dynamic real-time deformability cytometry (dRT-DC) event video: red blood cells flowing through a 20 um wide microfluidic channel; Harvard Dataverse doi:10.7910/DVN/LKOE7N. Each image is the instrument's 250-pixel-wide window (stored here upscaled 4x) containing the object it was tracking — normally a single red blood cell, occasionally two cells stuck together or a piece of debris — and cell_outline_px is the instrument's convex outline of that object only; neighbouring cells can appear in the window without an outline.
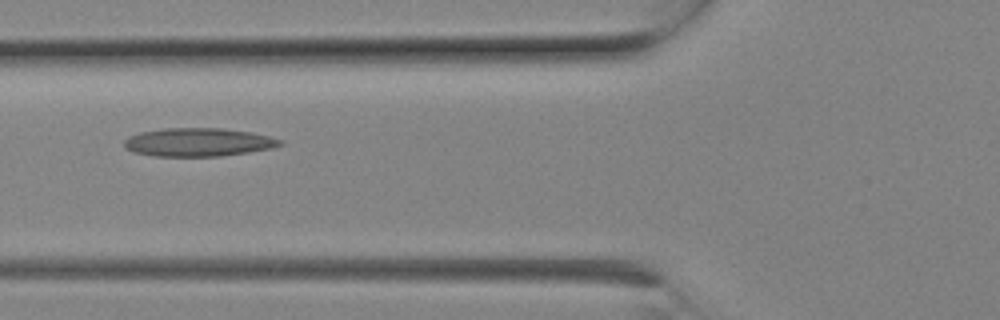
{"species": "Egyptian fruit bat (a non-hibernating species)", "species_latin": "Rousettus aegyptiacus", "temperature_condition": "room temperature", "stored_images_in_passage": 4, "camera_frame_rate_fps": 3000, "um_per_image_px": 0.085, "animal": {"sex": "female"}, "frame": {"image": 1, "passage_image": 2, "time_ms": 0.333, "image_size_px": [1000, 320], "cell_outline_px": [[284, 144], [272, 148], [248, 152], [220, 156], [156, 156], [132, 152], [124, 148], [124, 140], [128, 136], [140, 132], [164, 128], [224, 128], [252, 132], [284, 140]], "centroid_in_image_um": [16.85, 12.08], "position_along_channel_um": 109.0, "area_um2": 25.95}}
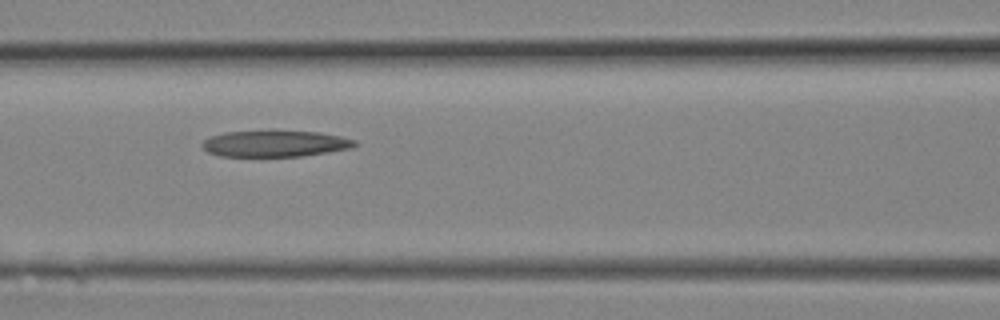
{"frame": {"image": 2, "passage_image": 3, "time_ms": 0.667, "image_size_px": [1000, 320], "cell_outline_px": [[360, 144], [352, 148], [328, 152], [300, 156], [220, 156], [208, 152], [200, 144], [204, 140], [212, 136], [224, 132], [268, 128], [276, 128], [316, 132], [340, 136], [356, 140]], "centroid_in_image_um": [23.38, 12.16], "position_along_channel_um": 143.2, "area_um2": 24.39}}
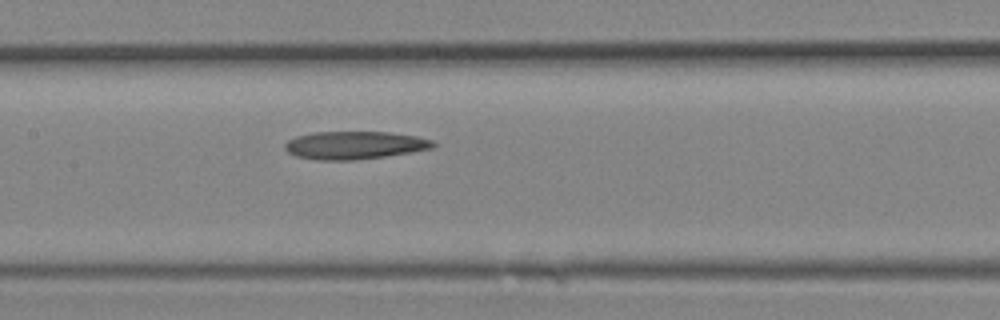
{"frame": {"image": 3, "passage_image": 4, "time_ms": 1.0, "image_size_px": [1000, 320], "cell_outline_px": [[436, 148], [412, 152], [356, 160], [316, 160], [296, 156], [288, 152], [284, 148], [284, 144], [288, 140], [296, 136], [312, 132], [388, 132], [416, 136], [432, 140], [436, 144]], "centroid_in_image_um": [30.14, 12.34], "position_along_channel_um": 177.3, "area_um2": 24.22}}